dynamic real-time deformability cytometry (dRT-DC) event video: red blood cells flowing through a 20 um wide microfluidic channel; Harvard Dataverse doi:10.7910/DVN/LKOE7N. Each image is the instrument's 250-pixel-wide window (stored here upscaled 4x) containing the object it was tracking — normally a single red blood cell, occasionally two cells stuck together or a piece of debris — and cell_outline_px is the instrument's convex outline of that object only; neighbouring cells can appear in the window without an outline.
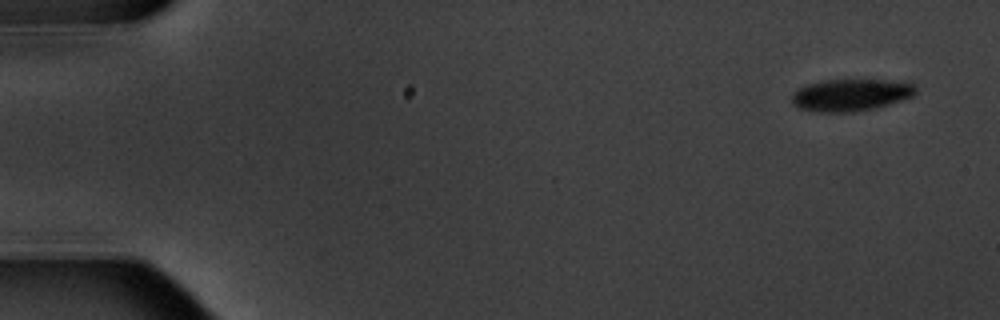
{"species": "common noctule bat (a hibernating species)", "species_latin": "Nyctalus noctula", "temperature_condition": "warm", "stored_images_in_passage": 15, "camera_frame_rate_fps": 3000, "um_per_image_px": 0.085, "animal": {"sex": "male", "body_mass_g": 20.1, "forearm_length_mm": 53.5}, "frame": {"image": 1, "passage_image": 1, "time_ms": 0.0, "image_size_px": [1000, 320], "cell_outline_px": [[916, 92], [912, 96], [888, 104], [872, 108], [852, 112], [816, 112], [796, 108], [792, 104], [792, 96], [800, 88], [808, 84], [824, 80], [912, 80], [916, 84]], "centroid_in_image_um": [72.36, 8.06], "position_along_channel_um": 12.6, "area_um2": 23.29}}
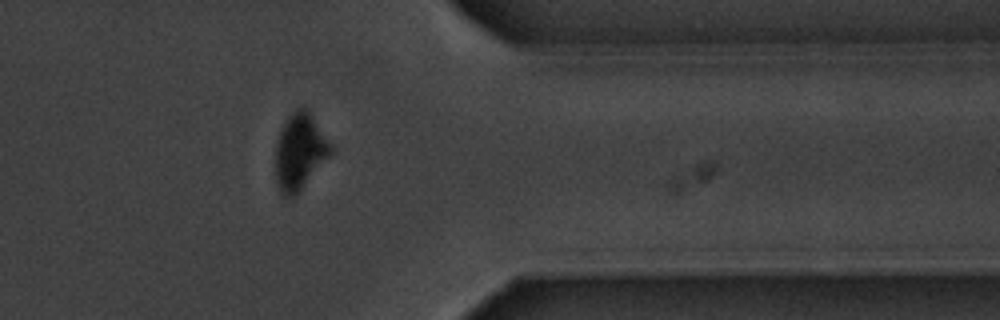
{"frame": {"image": 2, "passage_image": 13, "time_ms": 14.667, "image_size_px": [1000, 320], "cell_outline_px": [[332, 152], [300, 188], [292, 196], [284, 196], [276, 180], [276, 144], [280, 132], [288, 116], [296, 108], [308, 108], [332, 144]], "centroid_in_image_um": [25.49, 12.8], "position_along_channel_um": 385.9, "area_um2": 23.76}}
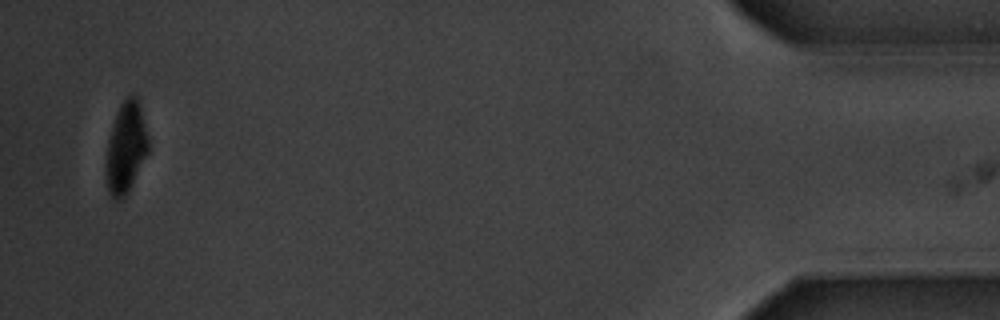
{"frame": {"image": 3, "passage_image": 15, "time_ms": 17.667, "image_size_px": [1000, 320], "cell_outline_px": [[148, 152], [128, 192], [120, 200], [116, 200], [108, 192], [104, 172], [104, 164], [108, 140], [112, 124], [116, 112], [120, 104], [132, 92], [136, 96], [140, 104], [148, 136]], "centroid_in_image_um": [10.67, 12.54], "position_along_channel_um": 424.5, "area_um2": 22.77}, "authors_computed_cell_mechanics": {"area_um2": 25.6054, "velocity_mm_per_s": 3.5279, "shape_relaxation_time_tau1_ms": 1.7816, "shape_relaxation_time_tau2_ms": 0.1831, "deformation_change_tau1": 0.1014, "deformation_change_tau2": 0.0401}}